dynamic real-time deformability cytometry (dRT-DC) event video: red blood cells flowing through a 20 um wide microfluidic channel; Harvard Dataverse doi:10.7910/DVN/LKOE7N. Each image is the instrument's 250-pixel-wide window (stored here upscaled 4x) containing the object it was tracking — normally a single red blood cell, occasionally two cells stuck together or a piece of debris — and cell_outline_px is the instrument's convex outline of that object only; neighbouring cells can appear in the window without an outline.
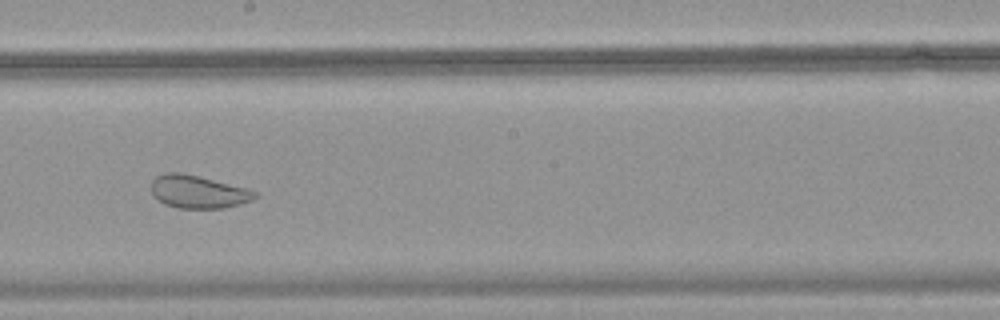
{"species": "common noctule bat (a hibernating species)", "species_latin": "Nyctalus noctula", "temperature_condition": "warm", "stored_images_in_passage": 50, "camera_frame_rate_fps": 3000, "um_per_image_px": 0.085, "animal": {"sex": "female", "body_mass_g": 18.4}, "frame": {"image": 1, "passage_image": 29, "time_ms": 9.333, "image_size_px": [1000, 320], "cell_outline_px": [[260, 196], [252, 200], [240, 204], [220, 208], [180, 208], [164, 204], [152, 196], [152, 180], [156, 176], [164, 172], [180, 172], [200, 176], [248, 188], [256, 192]], "centroid_in_image_um": [16.84, 16.29], "position_along_channel_um": 231.4, "area_um2": 20.06}}
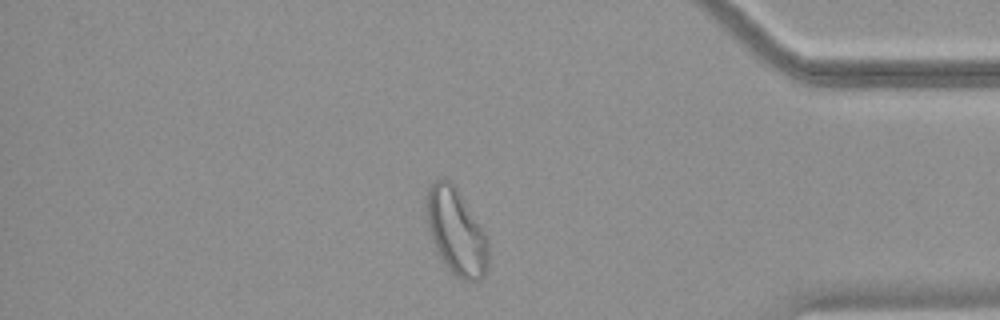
{"frame": {"image": 2, "passage_image": 43, "time_ms": 14.0, "image_size_px": [1000, 320], "cell_outline_px": [[488, 264], [484, 276], [480, 280], [460, 280], [444, 264], [428, 232], [424, 216], [424, 200], [428, 188], [440, 176], [448, 180], [456, 188], [484, 232], [488, 244]], "centroid_in_image_um": [38.72, 19.68], "position_along_channel_um": 396.5, "area_um2": 31.21}}